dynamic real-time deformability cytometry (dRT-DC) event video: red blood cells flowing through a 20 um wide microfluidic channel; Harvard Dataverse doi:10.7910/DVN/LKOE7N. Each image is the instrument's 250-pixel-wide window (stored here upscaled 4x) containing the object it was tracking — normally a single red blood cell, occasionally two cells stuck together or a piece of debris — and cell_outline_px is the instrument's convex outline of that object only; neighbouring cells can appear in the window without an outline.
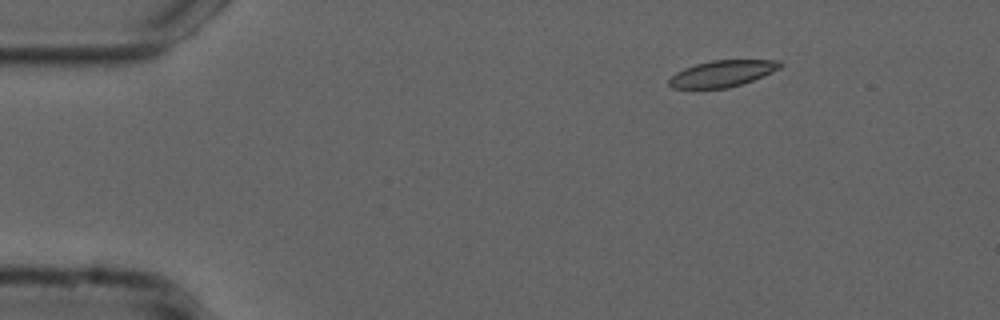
{"species": "common noctule bat (a hibernating species)", "species_latin": "Nyctalus noctula", "temperature_condition": "cold", "stored_images_in_passage": 48, "camera_frame_rate_fps": 3000, "um_per_image_px": 0.085, "animal": {"sex": "male", "forearm_length_mm": 52.5}, "frame": {"image": 1, "passage_image": 1, "time_ms": 0.0, "image_size_px": [1000, 320], "cell_outline_px": [[784, 64], [780, 68], [772, 72], [752, 80], [728, 88], [672, 88], [668, 84], [668, 80], [676, 72], [684, 68], [696, 64], [712, 60], [780, 60]], "centroid_in_image_um": [61.4, 6.24], "position_along_channel_um": 23.6, "area_um2": 16.99}}
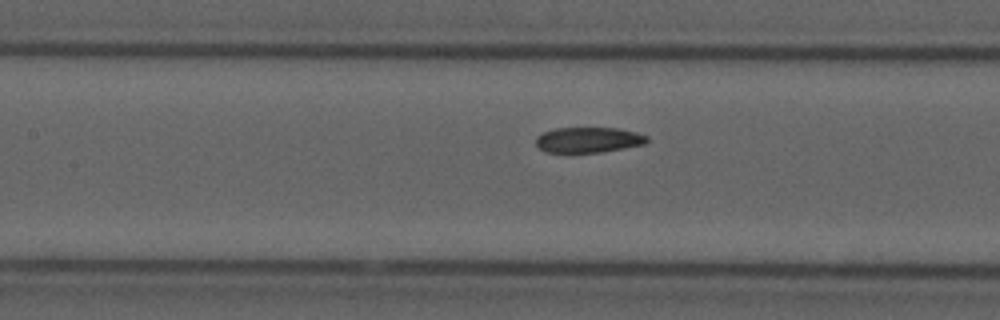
{"frame": {"image": 2, "passage_image": 18, "time_ms": 5.667, "image_size_px": [1000, 320], "cell_outline_px": [[648, 140], [644, 144], [624, 148], [600, 152], [548, 152], [540, 148], [536, 144], [536, 136], [544, 132], [556, 128], [620, 128], [636, 132], [648, 136]], "centroid_in_image_um": [50.03, 11.88], "position_along_channel_um": 157.4, "area_um2": 16.36}}
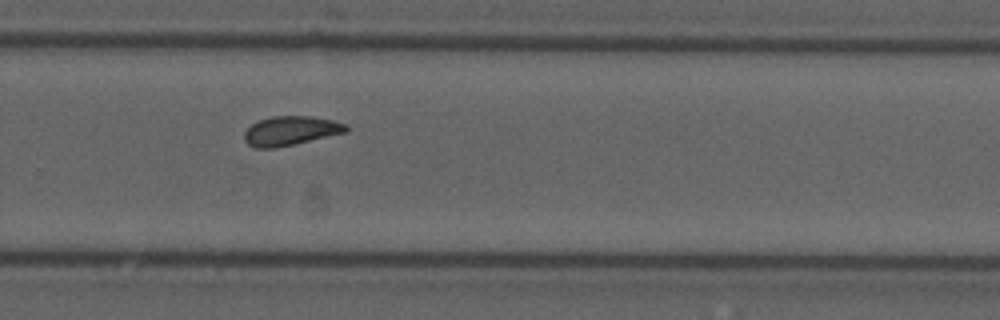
{"frame": {"image": 3, "passage_image": 30, "time_ms": 9.667, "image_size_px": [1000, 320], "cell_outline_px": [[348, 132], [276, 148], [256, 148], [248, 144], [244, 140], [244, 132], [252, 124], [260, 120], [272, 116], [312, 116], [332, 120], [344, 124], [348, 128]], "centroid_in_image_um": [24.69, 11.12], "position_along_channel_um": 305.1, "area_um2": 17.28}, "authors_computed_cell_mechanics": {"area_um2": 17.5712, "velocity_mm_per_s": 3.7001, "shape_relaxation_time_tau1_ms": 6.0398, "shape_relaxation_time_tau2_ms": 2.6102, "deformation_change_tau1": 0.1253, "deformation_change_tau2": 0.0717}}